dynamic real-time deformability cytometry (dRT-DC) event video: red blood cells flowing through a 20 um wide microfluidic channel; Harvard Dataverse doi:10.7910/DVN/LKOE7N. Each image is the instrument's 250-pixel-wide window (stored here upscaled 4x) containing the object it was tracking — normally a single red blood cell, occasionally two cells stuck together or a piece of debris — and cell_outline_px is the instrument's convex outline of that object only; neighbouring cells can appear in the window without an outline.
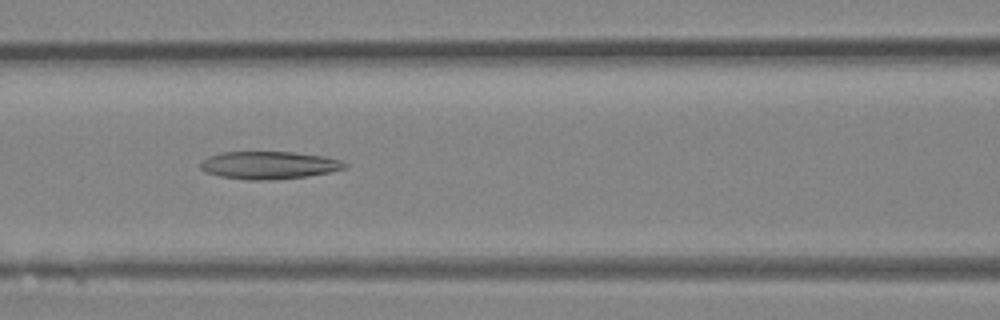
{"species": "Egyptian fruit bat (a non-hibernating species)", "species_latin": "Rousettus aegyptiacus", "temperature_condition": "room temperature", "stored_images_in_passage": 39, "camera_frame_rate_fps": 3000, "um_per_image_px": 0.085, "animal": {"sex": "female"}, "frame": {"image": 1, "passage_image": 16, "time_ms": 5.0, "image_size_px": [1000, 320], "cell_outline_px": [[348, 168], [308, 176], [260, 180], [248, 180], [220, 176], [204, 172], [200, 168], [200, 164], [208, 156], [224, 152], [296, 152], [324, 156], [340, 160], [348, 164]], "centroid_in_image_um": [22.87, 14.03], "position_along_channel_um": 143.7, "area_um2": 23.18}}
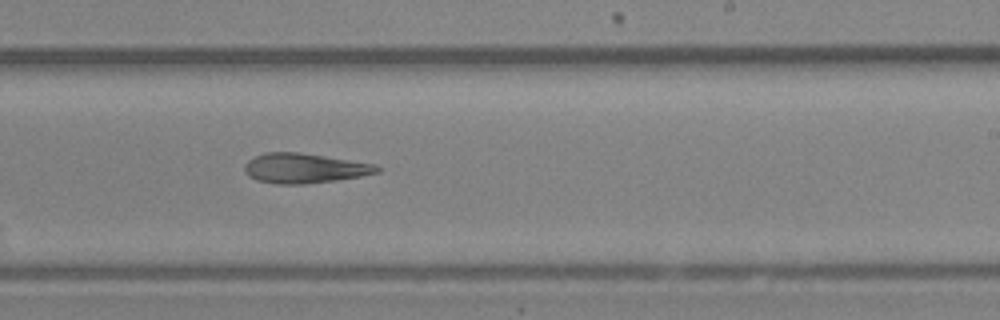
{"frame": {"image": 2, "passage_image": 23, "time_ms": 7.333, "image_size_px": [1000, 320], "cell_outline_px": [[380, 172], [360, 176], [336, 180], [304, 184], [276, 184], [256, 180], [248, 176], [244, 172], [244, 164], [248, 160], [256, 156], [268, 152], [300, 152], [376, 164], [380, 168]], "centroid_in_image_um": [25.85, 14.3], "position_along_channel_um": 263.1, "area_um2": 23.06}}
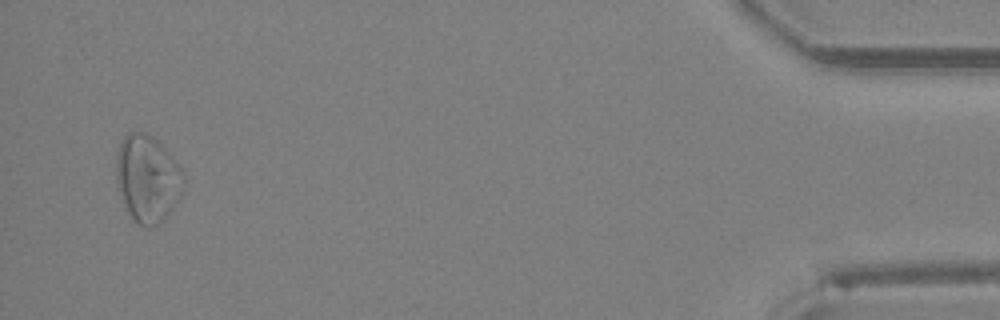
{"frame": {"image": 3, "passage_image": 37, "time_ms": 12.0, "image_size_px": [1000, 320], "cell_outline_px": [[184, 188], [176, 204], [156, 224], [148, 228], [144, 228], [128, 212], [116, 180], [116, 156], [120, 144], [124, 136], [128, 132], [144, 132], [156, 140], [180, 164], [184, 172]], "centroid_in_image_um": [12.55, 15.15], "position_along_channel_um": 422.6, "area_um2": 33.81}}